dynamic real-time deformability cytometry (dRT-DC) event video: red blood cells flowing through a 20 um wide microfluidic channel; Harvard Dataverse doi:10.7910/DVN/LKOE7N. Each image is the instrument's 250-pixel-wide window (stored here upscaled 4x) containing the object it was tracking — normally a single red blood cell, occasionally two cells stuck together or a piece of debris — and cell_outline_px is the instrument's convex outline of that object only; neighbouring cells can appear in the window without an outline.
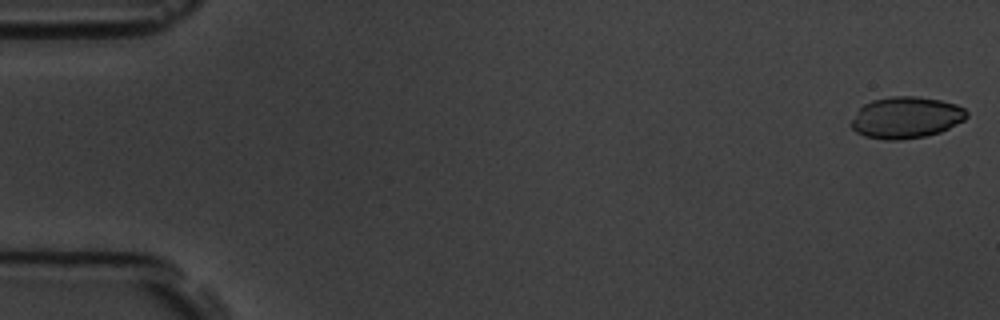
{"species": "common noctule bat (a hibernating species)", "species_latin": "Nyctalus noctula", "temperature_condition": "room temperature", "stored_images_in_passage": 5, "camera_frame_rate_fps": 3000, "um_per_image_px": 0.085, "animal": {"sex": "male", "body_mass_g": 19.5, "forearm_length_mm": 54.6}, "frame": {"image": 1, "passage_image": 1, "time_ms": 0.0, "image_size_px": [1000, 320], "cell_outline_px": [[968, 116], [964, 120], [940, 132], [924, 136], [900, 140], [884, 140], [864, 136], [856, 132], [852, 128], [852, 120], [860, 108], [864, 104], [872, 100], [892, 96], [916, 96], [940, 100], [956, 104], [964, 108], [968, 112]], "centroid_in_image_um": [77.02, 9.99], "position_along_channel_um": 8.0, "area_um2": 27.86}}
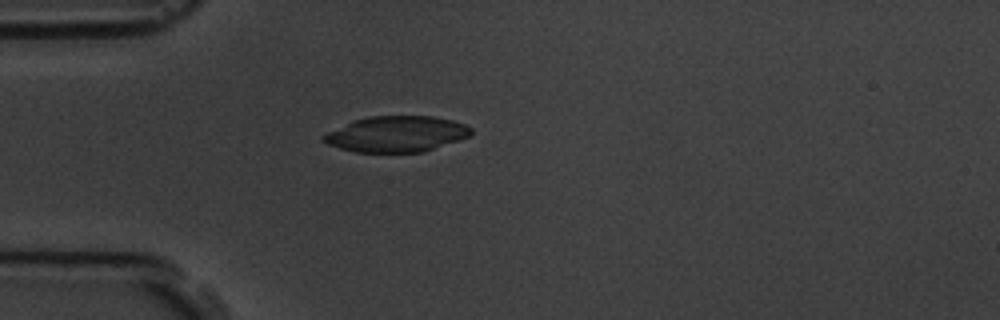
{"frame": {"image": 2, "passage_image": 5, "time_ms": 4.667, "image_size_px": [1000, 320], "cell_outline_px": [[472, 132], [468, 136], [460, 140], [420, 152], [356, 152], [340, 148], [328, 144], [320, 140], [320, 136], [352, 120], [368, 116], [432, 116], [452, 120], [464, 124], [472, 128]], "centroid_in_image_um": [33.66, 11.38], "position_along_channel_um": 51.3, "area_um2": 30.75}}